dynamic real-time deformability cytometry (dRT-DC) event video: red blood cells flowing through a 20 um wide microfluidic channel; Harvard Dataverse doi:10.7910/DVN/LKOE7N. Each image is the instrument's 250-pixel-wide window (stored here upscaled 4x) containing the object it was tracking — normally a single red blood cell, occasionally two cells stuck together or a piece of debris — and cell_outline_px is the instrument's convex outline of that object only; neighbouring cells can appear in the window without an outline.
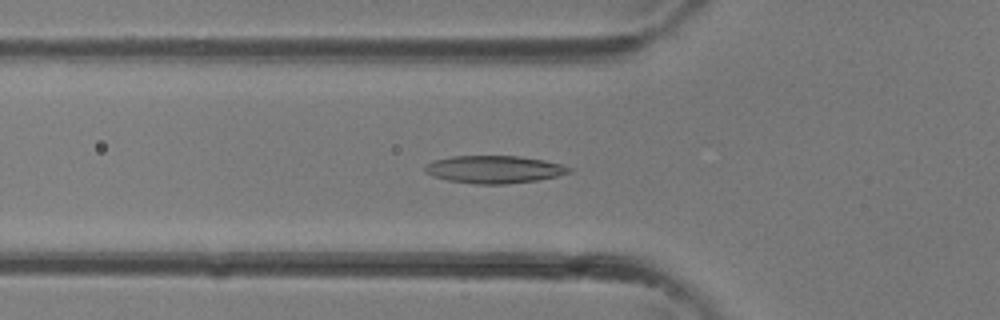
{"species": "common noctule bat (a hibernating species)", "species_latin": "Nyctalus noctula", "temperature_condition": "room temperature", "stored_images_in_passage": 32, "camera_frame_rate_fps": 3000, "um_per_image_px": 0.085, "animal": {"sex": "female"}, "frame": {"image": 1, "passage_image": 8, "time_ms": 2.333, "image_size_px": [1000, 320], "cell_outline_px": [[572, 172], [556, 176], [536, 180], [504, 184], [476, 184], [448, 180], [432, 176], [424, 172], [424, 164], [432, 160], [452, 156], [520, 156], [544, 160], [560, 164], [572, 168]], "centroid_in_image_um": [41.95, 14.39], "position_along_channel_um": 83.8, "area_um2": 23.24}}
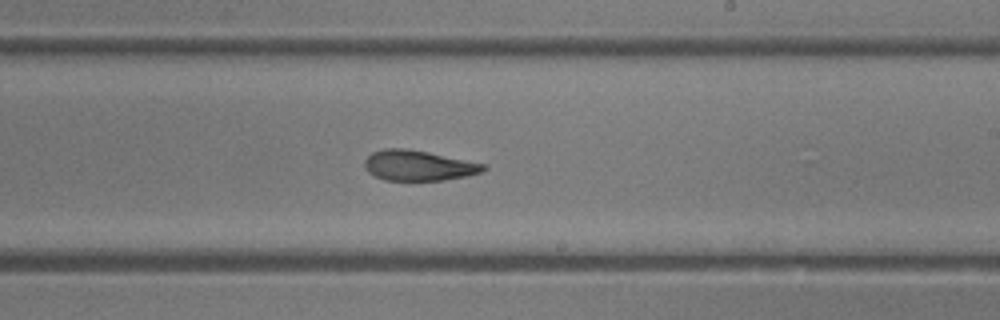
{"frame": {"image": 2, "passage_image": 17, "time_ms": 5.333, "image_size_px": [1000, 320], "cell_outline_px": [[488, 168], [484, 172], [468, 176], [444, 180], [384, 180], [368, 172], [364, 168], [364, 160], [372, 152], [384, 148], [404, 148], [428, 152], [484, 164]], "centroid_in_image_um": [35.56, 14.07], "position_along_channel_um": 253.4, "area_um2": 21.04}}
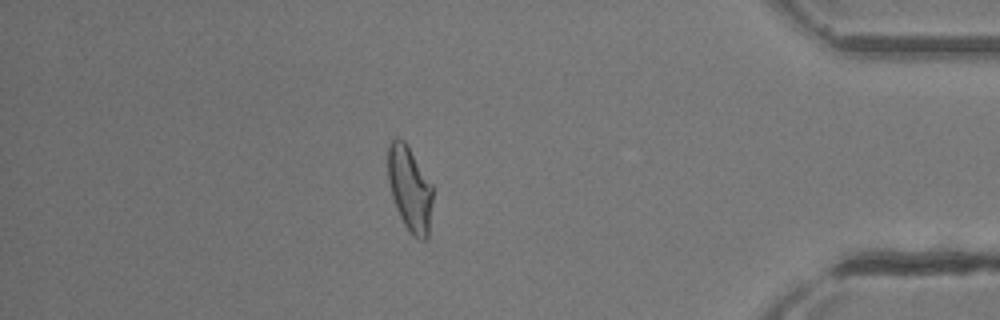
{"frame": {"image": 3, "passage_image": 27, "time_ms": 8.667, "image_size_px": [1000, 320], "cell_outline_px": [[432, 200], [428, 236], [424, 240], [420, 240], [412, 236], [404, 224], [396, 208], [392, 196], [388, 180], [388, 144], [396, 136], [404, 140], [432, 184]], "centroid_in_image_um": [34.82, 16.04], "position_along_channel_um": 400.4, "area_um2": 22.08}}